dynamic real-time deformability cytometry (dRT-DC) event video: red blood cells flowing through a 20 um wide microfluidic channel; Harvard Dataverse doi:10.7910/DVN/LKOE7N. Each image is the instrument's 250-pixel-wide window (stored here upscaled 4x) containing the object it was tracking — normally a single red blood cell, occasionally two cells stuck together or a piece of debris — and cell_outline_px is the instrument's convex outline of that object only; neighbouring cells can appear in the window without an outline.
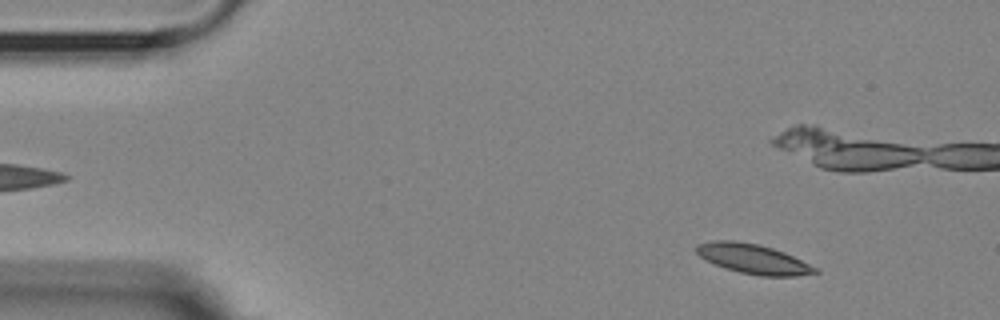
{"species": "Egyptian fruit bat (a non-hibernating species)", "species_latin": "Rousettus aegyptiacus", "temperature_condition": "room temperature", "stored_images_in_passage": 9, "camera_frame_rate_fps": 3000, "um_per_image_px": 0.085, "animal": {"sex": "female"}, "frame": {"image": 1, "passage_image": 6, "time_ms": 1.667, "image_size_px": [1000, 320], "cell_outline_px": [[820, 272], [796, 276], [760, 276], [740, 272], [724, 268], [700, 256], [696, 252], [696, 244], [712, 240], [736, 240], [760, 244], [784, 252], [816, 268]], "centroid_in_image_um": [63.99, 21.99], "position_along_channel_um": 21.0, "area_um2": 20.4}}